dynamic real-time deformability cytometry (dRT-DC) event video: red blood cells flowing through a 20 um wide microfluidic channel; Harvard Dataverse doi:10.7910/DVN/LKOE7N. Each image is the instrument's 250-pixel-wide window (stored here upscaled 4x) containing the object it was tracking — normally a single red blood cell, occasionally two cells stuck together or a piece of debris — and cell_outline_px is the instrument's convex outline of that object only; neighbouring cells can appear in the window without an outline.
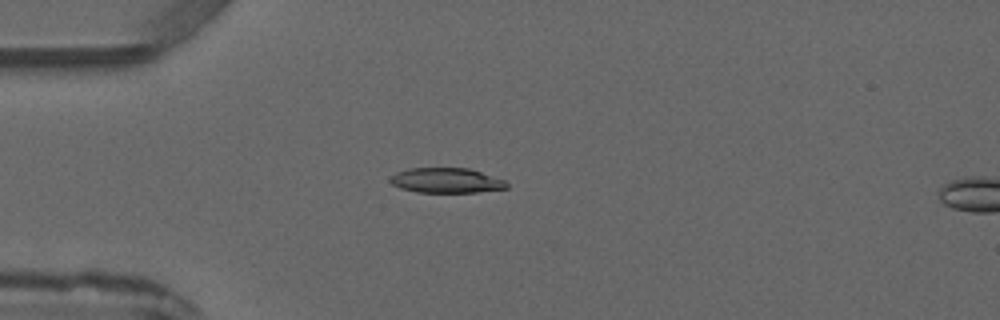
{"species": "common noctule bat (a hibernating species)", "species_latin": "Nyctalus noctula", "temperature_condition": "warm", "stored_images_in_passage": 2, "camera_frame_rate_fps": 3000, "um_per_image_px": 0.085, "animal": {"sex": "male", "forearm_length_mm": 52.5}, "frame": {"image": 1, "passage_image": 1, "time_ms": 0.0, "image_size_px": [1000, 320], "cell_outline_px": [[508, 188], [476, 192], [416, 192], [400, 188], [392, 184], [388, 180], [396, 172], [408, 168], [468, 168], [504, 180], [508, 184]], "centroid_in_image_um": [37.9, 15.34], "position_along_channel_um": 47.1, "area_um2": 16.88}}